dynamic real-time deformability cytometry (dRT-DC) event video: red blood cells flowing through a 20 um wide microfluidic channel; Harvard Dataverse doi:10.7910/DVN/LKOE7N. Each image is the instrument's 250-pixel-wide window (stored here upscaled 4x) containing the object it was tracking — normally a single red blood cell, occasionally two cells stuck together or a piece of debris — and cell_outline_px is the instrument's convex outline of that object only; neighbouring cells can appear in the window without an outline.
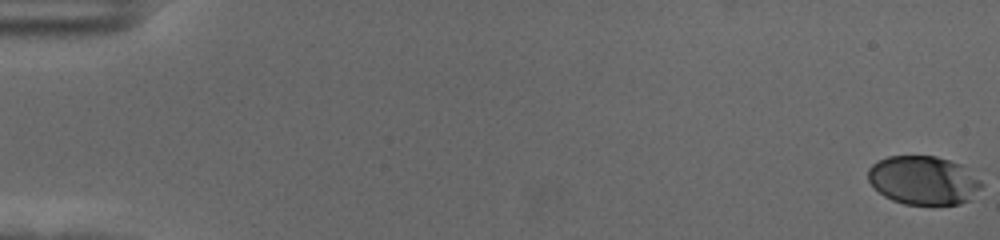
{"species": "human", "species_latin": "Homo sapiens", "temperature_condition": "cold", "stored_images_in_passage": 43, "camera_frame_rate_fps": 3000, "um_per_image_px": 0.085, "donor": {"sex": "female"}, "frame": {"image": 1, "passage_image": 1, "time_ms": 0.0, "image_size_px": [1000, 240], "cell_outline_px": [[984, 184], [968, 200], [960, 204], [904, 204], [892, 200], [884, 196], [868, 180], [868, 168], [872, 164], [888, 156], [936, 156], [960, 164], [980, 180]], "centroid_in_image_um": [78.47, 15.32], "position_along_channel_um": 6.5, "area_um2": 31.85}}
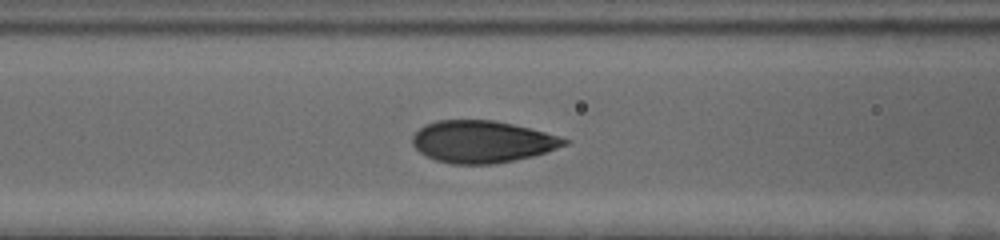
{"frame": {"image": 2, "passage_image": 26, "time_ms": 8.333, "image_size_px": [1000, 240], "cell_outline_px": [[572, 140], [568, 144], [532, 156], [492, 164], [452, 164], [436, 160], [420, 152], [412, 144], [412, 136], [424, 124], [436, 120], [492, 120], [512, 124], [544, 132]], "centroid_in_image_um": [40.96, 12.04], "position_along_channel_um": 125.6, "area_um2": 36.93}}
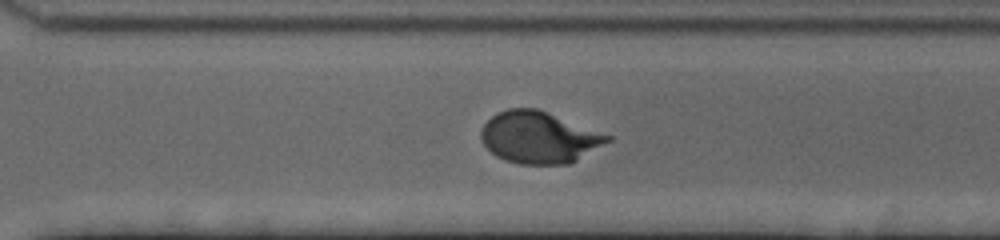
{"frame": {"image": 3, "passage_image": 43, "time_ms": 14.0, "image_size_px": [1000, 240], "cell_outline_px": [[612, 140], [576, 160], [568, 164], [520, 164], [504, 160], [496, 156], [484, 144], [480, 136], [480, 132], [484, 124], [496, 112], [508, 108], [536, 108], [548, 112], [612, 136]], "centroid_in_image_um": [45.8, 11.67], "position_along_channel_um": 324.8, "area_um2": 37.97}}